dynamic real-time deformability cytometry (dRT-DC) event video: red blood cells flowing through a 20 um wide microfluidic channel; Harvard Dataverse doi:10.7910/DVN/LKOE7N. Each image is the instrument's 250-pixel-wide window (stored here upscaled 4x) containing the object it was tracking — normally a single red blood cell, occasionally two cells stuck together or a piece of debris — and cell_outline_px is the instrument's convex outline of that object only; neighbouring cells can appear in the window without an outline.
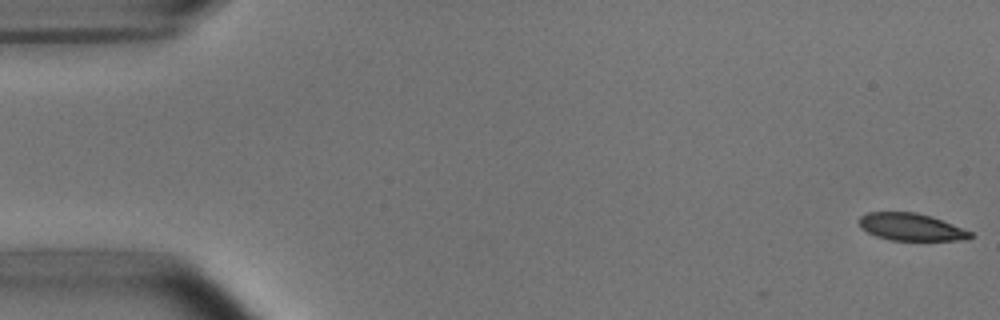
{"species": "common noctule bat (a hibernating species)", "species_latin": "Nyctalus noctula", "temperature_condition": "room temperature", "stored_images_in_passage": 2, "camera_frame_rate_fps": 3000, "um_per_image_px": 0.085, "animal": {"sex": "male", "body_mass_g": 15.6}, "frame": {"image": 1, "passage_image": 2, "time_ms": 0.333, "image_size_px": [1000, 320], "cell_outline_px": [[972, 236], [960, 240], [888, 240], [876, 236], [860, 228], [860, 216], [868, 212], [916, 212], [932, 216], [972, 232]], "centroid_in_image_um": [77.41, 19.29], "position_along_channel_um": 7.6, "area_um2": 17.57}}